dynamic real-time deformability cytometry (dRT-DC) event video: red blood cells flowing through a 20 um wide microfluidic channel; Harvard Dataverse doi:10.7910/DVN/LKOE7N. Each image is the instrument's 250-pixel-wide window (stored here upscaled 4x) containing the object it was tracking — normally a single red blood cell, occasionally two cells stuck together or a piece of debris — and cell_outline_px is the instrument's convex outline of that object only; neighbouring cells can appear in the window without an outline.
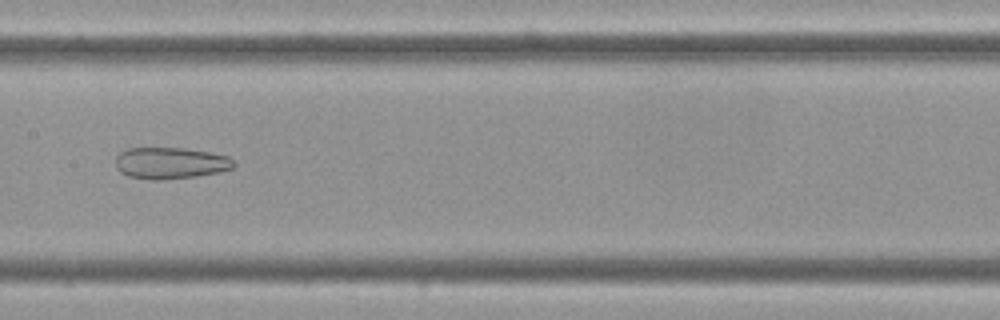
{"species": "Egyptian fruit bat (a non-hibernating species)", "species_latin": "Rousettus aegyptiacus", "temperature_condition": "cold", "stored_images_in_passage": 47, "camera_frame_rate_fps": 3000, "um_per_image_px": 0.085, "frame": {"image": 1, "passage_image": 19, "time_ms": 6.0, "image_size_px": [1000, 320], "cell_outline_px": [[236, 164], [232, 168], [216, 172], [196, 176], [156, 180], [152, 180], [128, 176], [120, 172], [116, 168], [116, 156], [120, 152], [128, 148], [184, 148], [212, 152], [228, 156]], "centroid_in_image_um": [14.46, 13.85], "position_along_channel_um": 192.9, "area_um2": 21.68}}
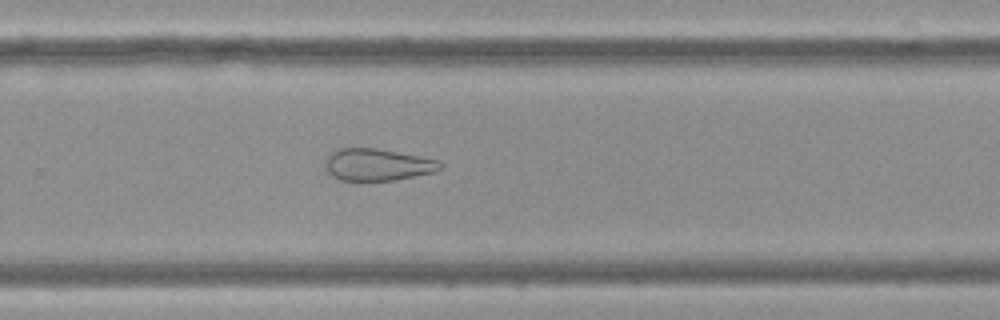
{"frame": {"image": 2, "passage_image": 28, "time_ms": 9.0, "image_size_px": [1000, 320], "cell_outline_px": [[444, 168], [436, 172], [396, 180], [340, 180], [332, 176], [328, 172], [324, 164], [328, 156], [336, 148], [376, 148], [436, 160], [444, 164]], "centroid_in_image_um": [32.09, 14.0], "position_along_channel_um": 297.7, "area_um2": 21.39}}
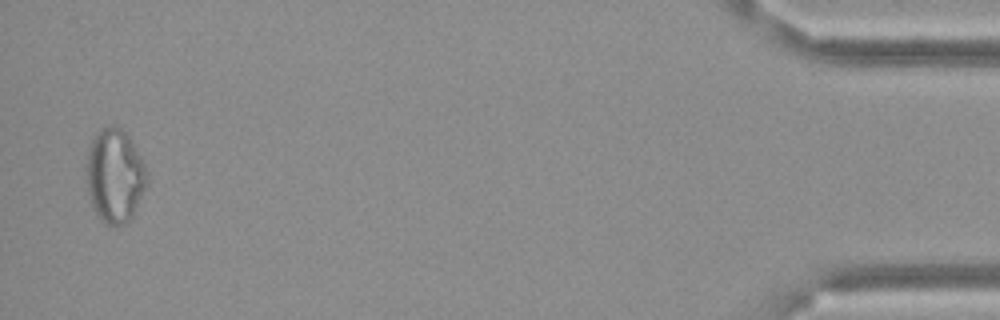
{"frame": {"image": 3, "passage_image": 46, "time_ms": 15.0, "image_size_px": [1000, 320], "cell_outline_px": [[148, 184], [132, 216], [124, 224], [104, 224], [96, 216], [92, 208], [88, 192], [84, 168], [84, 164], [88, 148], [96, 132], [100, 128], [112, 124], [116, 124], [128, 136], [140, 156], [148, 172]], "centroid_in_image_um": [9.72, 14.92], "position_along_channel_um": 425.5, "area_um2": 33.76}, "authors_computed_cell_mechanics": {"area_um2": 27.5706, "velocity_mm_per_s": 3.5011, "shape_relaxation_time_tau1_ms": null, "shape_relaxation_time_tau2_ms": 5.0897, "deformation_change_tau1": null, "deformation_change_tau2": 0.1512}}